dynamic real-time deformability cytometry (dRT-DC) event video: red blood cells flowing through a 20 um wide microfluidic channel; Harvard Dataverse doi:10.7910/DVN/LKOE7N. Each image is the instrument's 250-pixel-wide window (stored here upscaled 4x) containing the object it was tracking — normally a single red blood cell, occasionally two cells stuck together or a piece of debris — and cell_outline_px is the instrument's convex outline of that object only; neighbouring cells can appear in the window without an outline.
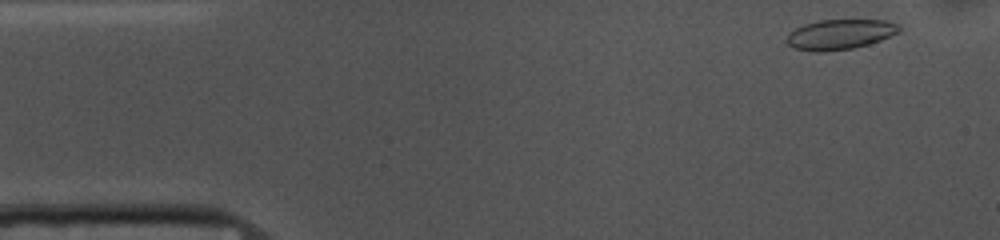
{"species": "common noctule bat (a hibernating species)", "species_latin": "Nyctalus noctula", "temperature_condition": "cold", "stored_images_in_passage": 50, "camera_frame_rate_fps": 3000, "um_per_image_px": 0.085, "animal": {"sex": "female", "body_mass_g": 10.0, "forearm_length_mm": 53.1}, "frame": {"image": 1, "passage_image": 1, "time_ms": 0.0, "image_size_px": [1000, 240], "cell_outline_px": [[900, 32], [880, 40], [868, 44], [852, 48], [820, 52], [812, 52], [796, 48], [788, 44], [784, 40], [788, 32], [804, 24], [820, 20], [884, 20], [900, 24]], "centroid_in_image_um": [71.37, 2.92], "position_along_channel_um": 13.6, "area_um2": 19.77}}
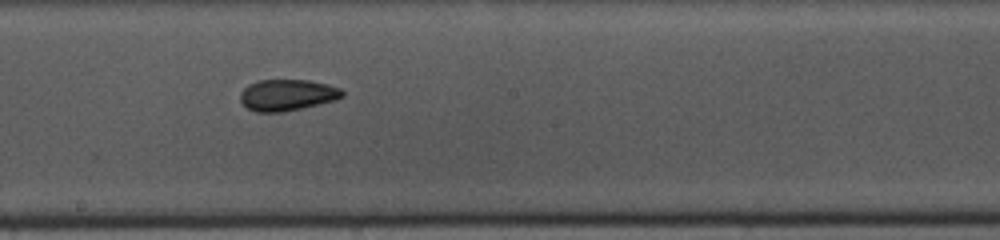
{"frame": {"image": 2, "passage_image": 25, "time_ms": 8.0, "image_size_px": [1000, 240], "cell_outline_px": [[344, 96], [336, 100], [300, 108], [280, 112], [256, 112], [248, 108], [240, 100], [240, 92], [248, 84], [260, 80], [308, 80], [328, 84], [340, 88], [344, 92]], "centroid_in_image_um": [24.42, 8.06], "position_along_channel_um": 223.8, "area_um2": 18.55}}
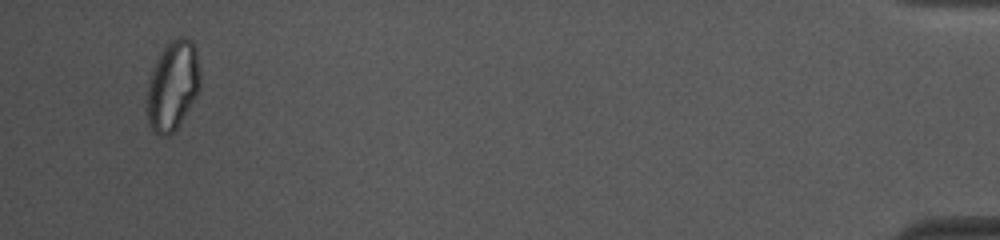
{"frame": {"image": 3, "passage_image": 48, "time_ms": 15.667, "image_size_px": [1000, 240], "cell_outline_px": [[200, 88], [196, 96], [176, 128], [168, 136], [160, 136], [148, 124], [148, 80], [152, 68], [164, 48], [172, 40], [180, 36], [192, 40], [196, 48], [200, 72]], "centroid_in_image_um": [14.7, 7.25], "position_along_channel_um": 420.5, "area_um2": 27.4}, "authors_computed_cell_mechanics": {"area_um2": 19.2474, "velocity_mm_per_s": 3.6813, "shape_relaxation_time_tau1_ms": 5.9547, "shape_relaxation_time_tau2_ms": 3.0223, "deformation_change_tau1": 0.0981, "deformation_change_tau2": 0.0725}}